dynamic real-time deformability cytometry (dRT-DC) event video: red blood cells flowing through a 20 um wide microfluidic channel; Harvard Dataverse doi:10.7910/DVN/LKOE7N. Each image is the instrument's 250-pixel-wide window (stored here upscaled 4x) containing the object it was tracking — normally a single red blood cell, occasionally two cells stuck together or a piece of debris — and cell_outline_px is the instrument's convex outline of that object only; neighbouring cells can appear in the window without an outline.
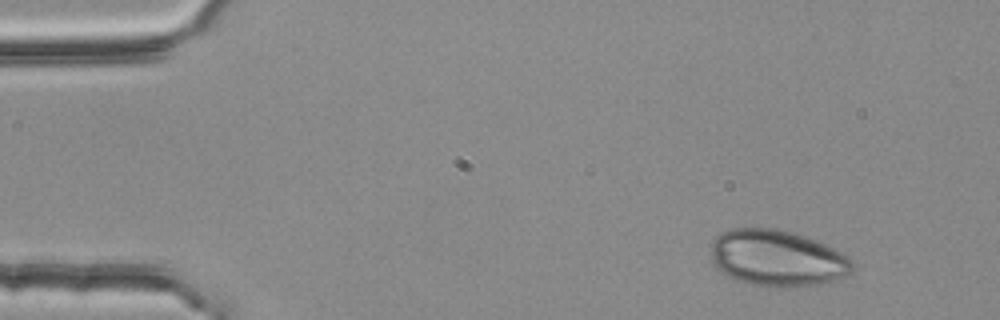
{"species": "common noctule bat (a hibernating species)", "species_latin": "Nyctalus noctula", "temperature_condition": "room temperature", "stored_images_in_passage": 3, "camera_frame_rate_fps": 3000, "um_per_image_px": 0.085, "animal": {"sex": "female", "body_mass_g": 25.1}, "frame": {"image": 1, "passage_image": 1, "time_ms": 0.0, "image_size_px": [1000, 320], "cell_outline_px": [[852, 272], [832, 284], [752, 284], [736, 280], [720, 272], [712, 264], [708, 244], [720, 232], [732, 228], [776, 228], [792, 232], [804, 236], [844, 252], [852, 260]], "centroid_in_image_um": [66.02, 21.9], "position_along_channel_um": 19.0, "area_um2": 46.41}}